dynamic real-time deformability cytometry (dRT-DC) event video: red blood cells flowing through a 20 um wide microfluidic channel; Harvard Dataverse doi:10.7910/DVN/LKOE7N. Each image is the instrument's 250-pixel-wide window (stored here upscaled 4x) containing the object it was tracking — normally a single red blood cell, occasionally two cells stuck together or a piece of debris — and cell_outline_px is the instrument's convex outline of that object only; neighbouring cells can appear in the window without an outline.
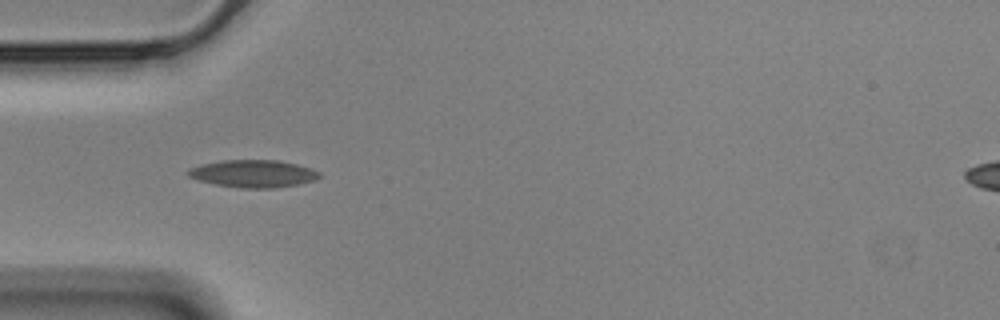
{"species": "Egyptian fruit bat (a non-hibernating species)", "species_latin": "Rousettus aegyptiacus", "temperature_condition": "cold", "stored_images_in_passage": 19, "camera_frame_rate_fps": 3000, "um_per_image_px": 0.085, "animal": {"sex": "male"}, "frame": {"image": 1, "passage_image": 4, "time_ms": 1.0, "image_size_px": [1000, 320], "cell_outline_px": [[320, 176], [316, 180], [300, 184], [272, 188], [240, 188], [216, 184], [196, 180], [188, 176], [188, 168], [200, 164], [224, 160], [276, 160], [296, 164], [320, 172]], "centroid_in_image_um": [21.5, 14.76], "position_along_channel_um": 63.5, "area_um2": 20.98}}
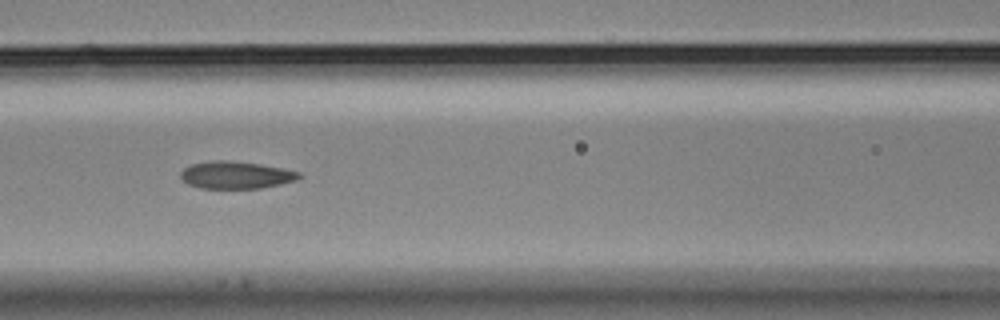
{"frame": {"image": 2, "passage_image": 11, "time_ms": 3.333, "image_size_px": [1000, 320], "cell_outline_px": [[304, 176], [296, 180], [280, 184], [260, 188], [200, 188], [188, 184], [180, 180], [180, 172], [184, 168], [192, 164], [212, 160], [228, 160], [260, 164], [300, 172]], "centroid_in_image_um": [20.03, 14.87], "position_along_channel_um": 146.6, "area_um2": 18.9}}
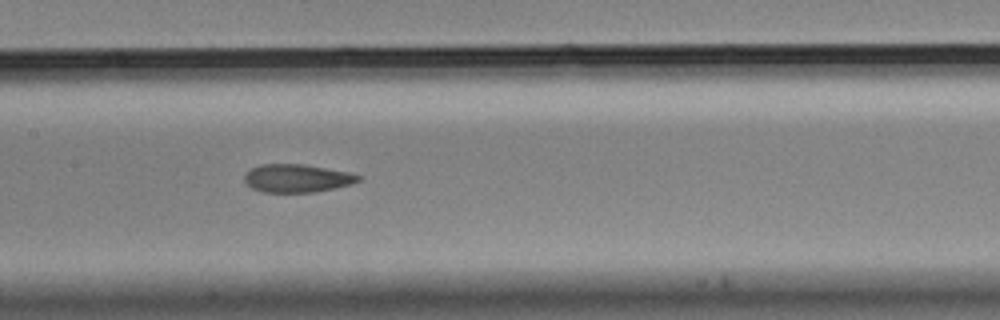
{"frame": {"image": 3, "passage_image": 14, "time_ms": 4.333, "image_size_px": [1000, 320], "cell_outline_px": [[360, 180], [352, 184], [316, 192], [264, 192], [252, 188], [244, 180], [244, 176], [252, 168], [260, 164], [304, 164], [348, 172], [360, 176]], "centroid_in_image_um": [25.25, 15.15], "position_along_channel_um": 182.2, "area_um2": 18.5}}